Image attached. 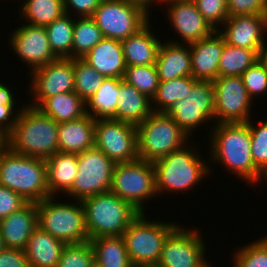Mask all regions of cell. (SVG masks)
<instances>
[{"mask_svg":"<svg viewBox=\"0 0 267 267\" xmlns=\"http://www.w3.org/2000/svg\"><path fill=\"white\" fill-rule=\"evenodd\" d=\"M210 138L211 160L228 168V172L241 177L247 183L267 181V177L255 166L251 153V135L248 122L217 123Z\"/></svg>","mask_w":267,"mask_h":267,"instance_id":"cell-1","label":"cell"},{"mask_svg":"<svg viewBox=\"0 0 267 267\" xmlns=\"http://www.w3.org/2000/svg\"><path fill=\"white\" fill-rule=\"evenodd\" d=\"M58 128L59 123L24 103L15 126L6 136V146L17 154L46 160L59 152Z\"/></svg>","mask_w":267,"mask_h":267,"instance_id":"cell-2","label":"cell"},{"mask_svg":"<svg viewBox=\"0 0 267 267\" xmlns=\"http://www.w3.org/2000/svg\"><path fill=\"white\" fill-rule=\"evenodd\" d=\"M0 185L28 202L50 197L45 159L17 154L5 146L0 151Z\"/></svg>","mask_w":267,"mask_h":267,"instance_id":"cell-3","label":"cell"},{"mask_svg":"<svg viewBox=\"0 0 267 267\" xmlns=\"http://www.w3.org/2000/svg\"><path fill=\"white\" fill-rule=\"evenodd\" d=\"M194 151L195 149L187 143L182 148L153 161L157 195L167 191L181 193L194 189L199 181L212 172L204 157L197 150Z\"/></svg>","mask_w":267,"mask_h":267,"instance_id":"cell-4","label":"cell"},{"mask_svg":"<svg viewBox=\"0 0 267 267\" xmlns=\"http://www.w3.org/2000/svg\"><path fill=\"white\" fill-rule=\"evenodd\" d=\"M81 202L89 240L103 236H122L141 213L111 191L93 195Z\"/></svg>","mask_w":267,"mask_h":267,"instance_id":"cell-5","label":"cell"},{"mask_svg":"<svg viewBox=\"0 0 267 267\" xmlns=\"http://www.w3.org/2000/svg\"><path fill=\"white\" fill-rule=\"evenodd\" d=\"M147 219L145 213H140L122 235L133 267H156L165 240L178 226L175 222Z\"/></svg>","mask_w":267,"mask_h":267,"instance_id":"cell-6","label":"cell"},{"mask_svg":"<svg viewBox=\"0 0 267 267\" xmlns=\"http://www.w3.org/2000/svg\"><path fill=\"white\" fill-rule=\"evenodd\" d=\"M53 197L37 202L38 226L65 244L89 241L82 202L60 203Z\"/></svg>","mask_w":267,"mask_h":267,"instance_id":"cell-7","label":"cell"},{"mask_svg":"<svg viewBox=\"0 0 267 267\" xmlns=\"http://www.w3.org/2000/svg\"><path fill=\"white\" fill-rule=\"evenodd\" d=\"M138 157L155 161L182 148L189 136L166 112H152L137 126Z\"/></svg>","mask_w":267,"mask_h":267,"instance_id":"cell-8","label":"cell"},{"mask_svg":"<svg viewBox=\"0 0 267 267\" xmlns=\"http://www.w3.org/2000/svg\"><path fill=\"white\" fill-rule=\"evenodd\" d=\"M110 191L145 213L143 203L157 196L152 161L136 159L114 166Z\"/></svg>","mask_w":267,"mask_h":267,"instance_id":"cell-9","label":"cell"},{"mask_svg":"<svg viewBox=\"0 0 267 267\" xmlns=\"http://www.w3.org/2000/svg\"><path fill=\"white\" fill-rule=\"evenodd\" d=\"M78 172L66 193L77 201L110 191L114 166L105 153L93 147L77 154Z\"/></svg>","mask_w":267,"mask_h":267,"instance_id":"cell-10","label":"cell"},{"mask_svg":"<svg viewBox=\"0 0 267 267\" xmlns=\"http://www.w3.org/2000/svg\"><path fill=\"white\" fill-rule=\"evenodd\" d=\"M91 17L104 38L119 41L135 34L151 20L139 7L123 0H101Z\"/></svg>","mask_w":267,"mask_h":267,"instance_id":"cell-11","label":"cell"},{"mask_svg":"<svg viewBox=\"0 0 267 267\" xmlns=\"http://www.w3.org/2000/svg\"><path fill=\"white\" fill-rule=\"evenodd\" d=\"M174 122L191 137L204 122L213 121L215 97L213 81L197 80L190 92L167 112ZM195 128V129H194ZM191 135V136H190Z\"/></svg>","mask_w":267,"mask_h":267,"instance_id":"cell-12","label":"cell"},{"mask_svg":"<svg viewBox=\"0 0 267 267\" xmlns=\"http://www.w3.org/2000/svg\"><path fill=\"white\" fill-rule=\"evenodd\" d=\"M136 125L115 119H96L94 147L115 164L138 159Z\"/></svg>","mask_w":267,"mask_h":267,"instance_id":"cell-13","label":"cell"},{"mask_svg":"<svg viewBox=\"0 0 267 267\" xmlns=\"http://www.w3.org/2000/svg\"><path fill=\"white\" fill-rule=\"evenodd\" d=\"M215 123L248 122L252 99L241 76H220L214 81ZM250 110V111H249ZM218 120V121H217Z\"/></svg>","mask_w":267,"mask_h":267,"instance_id":"cell-14","label":"cell"},{"mask_svg":"<svg viewBox=\"0 0 267 267\" xmlns=\"http://www.w3.org/2000/svg\"><path fill=\"white\" fill-rule=\"evenodd\" d=\"M178 226L164 242L161 256L156 267H203L206 244L199 229L187 230Z\"/></svg>","mask_w":267,"mask_h":267,"instance_id":"cell-15","label":"cell"},{"mask_svg":"<svg viewBox=\"0 0 267 267\" xmlns=\"http://www.w3.org/2000/svg\"><path fill=\"white\" fill-rule=\"evenodd\" d=\"M32 79L30 81L33 95L32 107H38L46 98L56 94L74 91V69L72 58H58L54 62L39 67L29 72ZM36 100V101H35Z\"/></svg>","mask_w":267,"mask_h":267,"instance_id":"cell-16","label":"cell"},{"mask_svg":"<svg viewBox=\"0 0 267 267\" xmlns=\"http://www.w3.org/2000/svg\"><path fill=\"white\" fill-rule=\"evenodd\" d=\"M10 36V46L31 71L58 59L50 48L45 27L22 24Z\"/></svg>","mask_w":267,"mask_h":267,"instance_id":"cell-17","label":"cell"},{"mask_svg":"<svg viewBox=\"0 0 267 267\" xmlns=\"http://www.w3.org/2000/svg\"><path fill=\"white\" fill-rule=\"evenodd\" d=\"M163 4H167V18L175 29V34L177 33L184 43L198 42L215 31L192 0H163Z\"/></svg>","mask_w":267,"mask_h":267,"instance_id":"cell-18","label":"cell"},{"mask_svg":"<svg viewBox=\"0 0 267 267\" xmlns=\"http://www.w3.org/2000/svg\"><path fill=\"white\" fill-rule=\"evenodd\" d=\"M218 29L225 43L259 52L265 45L267 14L229 16Z\"/></svg>","mask_w":267,"mask_h":267,"instance_id":"cell-19","label":"cell"},{"mask_svg":"<svg viewBox=\"0 0 267 267\" xmlns=\"http://www.w3.org/2000/svg\"><path fill=\"white\" fill-rule=\"evenodd\" d=\"M192 77L201 81H214L218 77V65L224 49V38L215 30L210 36L189 44Z\"/></svg>","mask_w":267,"mask_h":267,"instance_id":"cell-20","label":"cell"},{"mask_svg":"<svg viewBox=\"0 0 267 267\" xmlns=\"http://www.w3.org/2000/svg\"><path fill=\"white\" fill-rule=\"evenodd\" d=\"M37 226V202H28L19 211L0 220V235L5 247L25 249Z\"/></svg>","mask_w":267,"mask_h":267,"instance_id":"cell-21","label":"cell"},{"mask_svg":"<svg viewBox=\"0 0 267 267\" xmlns=\"http://www.w3.org/2000/svg\"><path fill=\"white\" fill-rule=\"evenodd\" d=\"M160 81H169L182 76H192V61L189 44L178 40L161 42L156 59Z\"/></svg>","mask_w":267,"mask_h":267,"instance_id":"cell-22","label":"cell"},{"mask_svg":"<svg viewBox=\"0 0 267 267\" xmlns=\"http://www.w3.org/2000/svg\"><path fill=\"white\" fill-rule=\"evenodd\" d=\"M83 59L105 78L123 79L126 63L121 41L103 38Z\"/></svg>","mask_w":267,"mask_h":267,"instance_id":"cell-23","label":"cell"},{"mask_svg":"<svg viewBox=\"0 0 267 267\" xmlns=\"http://www.w3.org/2000/svg\"><path fill=\"white\" fill-rule=\"evenodd\" d=\"M95 119L90 115L59 123V152L79 154L94 147Z\"/></svg>","mask_w":267,"mask_h":267,"instance_id":"cell-24","label":"cell"},{"mask_svg":"<svg viewBox=\"0 0 267 267\" xmlns=\"http://www.w3.org/2000/svg\"><path fill=\"white\" fill-rule=\"evenodd\" d=\"M150 20L135 34L121 41L126 66L155 65L162 41L153 35Z\"/></svg>","mask_w":267,"mask_h":267,"instance_id":"cell-25","label":"cell"},{"mask_svg":"<svg viewBox=\"0 0 267 267\" xmlns=\"http://www.w3.org/2000/svg\"><path fill=\"white\" fill-rule=\"evenodd\" d=\"M66 244L37 226L24 249L30 267H57Z\"/></svg>","mask_w":267,"mask_h":267,"instance_id":"cell-26","label":"cell"},{"mask_svg":"<svg viewBox=\"0 0 267 267\" xmlns=\"http://www.w3.org/2000/svg\"><path fill=\"white\" fill-rule=\"evenodd\" d=\"M116 120L133 125L142 123L152 112L151 99L120 79Z\"/></svg>","mask_w":267,"mask_h":267,"instance_id":"cell-27","label":"cell"},{"mask_svg":"<svg viewBox=\"0 0 267 267\" xmlns=\"http://www.w3.org/2000/svg\"><path fill=\"white\" fill-rule=\"evenodd\" d=\"M47 185L50 196L59 192L66 194L78 172L77 154L56 152L46 160Z\"/></svg>","mask_w":267,"mask_h":267,"instance_id":"cell-28","label":"cell"},{"mask_svg":"<svg viewBox=\"0 0 267 267\" xmlns=\"http://www.w3.org/2000/svg\"><path fill=\"white\" fill-rule=\"evenodd\" d=\"M37 108L57 123L75 120L87 114L86 102L74 91L48 97Z\"/></svg>","mask_w":267,"mask_h":267,"instance_id":"cell-29","label":"cell"},{"mask_svg":"<svg viewBox=\"0 0 267 267\" xmlns=\"http://www.w3.org/2000/svg\"><path fill=\"white\" fill-rule=\"evenodd\" d=\"M94 261L101 267H133L123 236H103L89 240Z\"/></svg>","mask_w":267,"mask_h":267,"instance_id":"cell-30","label":"cell"},{"mask_svg":"<svg viewBox=\"0 0 267 267\" xmlns=\"http://www.w3.org/2000/svg\"><path fill=\"white\" fill-rule=\"evenodd\" d=\"M119 91L120 79L105 78L98 91L86 102V113L95 120H116Z\"/></svg>","mask_w":267,"mask_h":267,"instance_id":"cell-31","label":"cell"},{"mask_svg":"<svg viewBox=\"0 0 267 267\" xmlns=\"http://www.w3.org/2000/svg\"><path fill=\"white\" fill-rule=\"evenodd\" d=\"M197 80L192 76H182L169 81H160L156 94L151 100L154 112H168L172 106L183 99Z\"/></svg>","mask_w":267,"mask_h":267,"instance_id":"cell-32","label":"cell"},{"mask_svg":"<svg viewBox=\"0 0 267 267\" xmlns=\"http://www.w3.org/2000/svg\"><path fill=\"white\" fill-rule=\"evenodd\" d=\"M22 4L19 12L33 26L45 27L65 14L63 0H25Z\"/></svg>","mask_w":267,"mask_h":267,"instance_id":"cell-33","label":"cell"},{"mask_svg":"<svg viewBox=\"0 0 267 267\" xmlns=\"http://www.w3.org/2000/svg\"><path fill=\"white\" fill-rule=\"evenodd\" d=\"M73 16L64 14L45 26L50 48L57 58H72Z\"/></svg>","mask_w":267,"mask_h":267,"instance_id":"cell-34","label":"cell"},{"mask_svg":"<svg viewBox=\"0 0 267 267\" xmlns=\"http://www.w3.org/2000/svg\"><path fill=\"white\" fill-rule=\"evenodd\" d=\"M258 61L256 50L245 49L225 43L218 65V77L241 76Z\"/></svg>","mask_w":267,"mask_h":267,"instance_id":"cell-35","label":"cell"},{"mask_svg":"<svg viewBox=\"0 0 267 267\" xmlns=\"http://www.w3.org/2000/svg\"><path fill=\"white\" fill-rule=\"evenodd\" d=\"M103 38L101 30L91 16L75 19L72 59L85 57Z\"/></svg>","mask_w":267,"mask_h":267,"instance_id":"cell-36","label":"cell"},{"mask_svg":"<svg viewBox=\"0 0 267 267\" xmlns=\"http://www.w3.org/2000/svg\"><path fill=\"white\" fill-rule=\"evenodd\" d=\"M74 92L87 102L102 85L105 77L83 58L73 59Z\"/></svg>","mask_w":267,"mask_h":267,"instance_id":"cell-37","label":"cell"},{"mask_svg":"<svg viewBox=\"0 0 267 267\" xmlns=\"http://www.w3.org/2000/svg\"><path fill=\"white\" fill-rule=\"evenodd\" d=\"M123 80L151 100L160 82L156 65L126 66Z\"/></svg>","mask_w":267,"mask_h":267,"instance_id":"cell-38","label":"cell"},{"mask_svg":"<svg viewBox=\"0 0 267 267\" xmlns=\"http://www.w3.org/2000/svg\"><path fill=\"white\" fill-rule=\"evenodd\" d=\"M234 267H267V239L260 238L236 250Z\"/></svg>","mask_w":267,"mask_h":267,"instance_id":"cell-39","label":"cell"},{"mask_svg":"<svg viewBox=\"0 0 267 267\" xmlns=\"http://www.w3.org/2000/svg\"><path fill=\"white\" fill-rule=\"evenodd\" d=\"M94 252L90 241L79 244H66L61 252L57 267H91Z\"/></svg>","mask_w":267,"mask_h":267,"instance_id":"cell-40","label":"cell"},{"mask_svg":"<svg viewBox=\"0 0 267 267\" xmlns=\"http://www.w3.org/2000/svg\"><path fill=\"white\" fill-rule=\"evenodd\" d=\"M259 127L249 121L251 153L255 166L267 177V120H258Z\"/></svg>","mask_w":267,"mask_h":267,"instance_id":"cell-41","label":"cell"},{"mask_svg":"<svg viewBox=\"0 0 267 267\" xmlns=\"http://www.w3.org/2000/svg\"><path fill=\"white\" fill-rule=\"evenodd\" d=\"M7 84L0 83V132L7 136L15 126L22 107L15 110L13 91ZM15 110V111H14ZM14 114V115H13Z\"/></svg>","mask_w":267,"mask_h":267,"instance_id":"cell-42","label":"cell"},{"mask_svg":"<svg viewBox=\"0 0 267 267\" xmlns=\"http://www.w3.org/2000/svg\"><path fill=\"white\" fill-rule=\"evenodd\" d=\"M203 18L209 22L215 30L228 19L226 0H193Z\"/></svg>","mask_w":267,"mask_h":267,"instance_id":"cell-43","label":"cell"},{"mask_svg":"<svg viewBox=\"0 0 267 267\" xmlns=\"http://www.w3.org/2000/svg\"><path fill=\"white\" fill-rule=\"evenodd\" d=\"M242 80L249 97L254 100L267 93V72L257 61L249 67L242 75Z\"/></svg>","mask_w":267,"mask_h":267,"instance_id":"cell-44","label":"cell"},{"mask_svg":"<svg viewBox=\"0 0 267 267\" xmlns=\"http://www.w3.org/2000/svg\"><path fill=\"white\" fill-rule=\"evenodd\" d=\"M228 16L267 14V0H226Z\"/></svg>","mask_w":267,"mask_h":267,"instance_id":"cell-45","label":"cell"},{"mask_svg":"<svg viewBox=\"0 0 267 267\" xmlns=\"http://www.w3.org/2000/svg\"><path fill=\"white\" fill-rule=\"evenodd\" d=\"M28 203L20 194L0 185V220Z\"/></svg>","mask_w":267,"mask_h":267,"instance_id":"cell-46","label":"cell"},{"mask_svg":"<svg viewBox=\"0 0 267 267\" xmlns=\"http://www.w3.org/2000/svg\"><path fill=\"white\" fill-rule=\"evenodd\" d=\"M0 267H30L24 249L5 248L0 252Z\"/></svg>","mask_w":267,"mask_h":267,"instance_id":"cell-47","label":"cell"},{"mask_svg":"<svg viewBox=\"0 0 267 267\" xmlns=\"http://www.w3.org/2000/svg\"><path fill=\"white\" fill-rule=\"evenodd\" d=\"M63 1H64L65 13L71 15L72 12H74L75 10V13L77 14L76 17L92 16L101 2V0H63ZM69 9L72 10V12Z\"/></svg>","mask_w":267,"mask_h":267,"instance_id":"cell-48","label":"cell"},{"mask_svg":"<svg viewBox=\"0 0 267 267\" xmlns=\"http://www.w3.org/2000/svg\"><path fill=\"white\" fill-rule=\"evenodd\" d=\"M123 1L128 3V4H131V5L139 7L149 17H150L149 9L151 8L150 6H152V4H154V2H157L160 5H162L160 2L163 3V0H123Z\"/></svg>","mask_w":267,"mask_h":267,"instance_id":"cell-49","label":"cell"},{"mask_svg":"<svg viewBox=\"0 0 267 267\" xmlns=\"http://www.w3.org/2000/svg\"><path fill=\"white\" fill-rule=\"evenodd\" d=\"M258 62L267 72V43L262 47V49L258 52Z\"/></svg>","mask_w":267,"mask_h":267,"instance_id":"cell-50","label":"cell"},{"mask_svg":"<svg viewBox=\"0 0 267 267\" xmlns=\"http://www.w3.org/2000/svg\"><path fill=\"white\" fill-rule=\"evenodd\" d=\"M6 146V136L0 132V151Z\"/></svg>","mask_w":267,"mask_h":267,"instance_id":"cell-51","label":"cell"},{"mask_svg":"<svg viewBox=\"0 0 267 267\" xmlns=\"http://www.w3.org/2000/svg\"><path fill=\"white\" fill-rule=\"evenodd\" d=\"M6 247H5V244H4V240L1 238V235H0V252L2 250H4Z\"/></svg>","mask_w":267,"mask_h":267,"instance_id":"cell-52","label":"cell"},{"mask_svg":"<svg viewBox=\"0 0 267 267\" xmlns=\"http://www.w3.org/2000/svg\"><path fill=\"white\" fill-rule=\"evenodd\" d=\"M91 267H101V266L94 261Z\"/></svg>","mask_w":267,"mask_h":267,"instance_id":"cell-53","label":"cell"},{"mask_svg":"<svg viewBox=\"0 0 267 267\" xmlns=\"http://www.w3.org/2000/svg\"><path fill=\"white\" fill-rule=\"evenodd\" d=\"M203 267H212V265L210 264V261H209Z\"/></svg>","mask_w":267,"mask_h":267,"instance_id":"cell-54","label":"cell"}]
</instances>
